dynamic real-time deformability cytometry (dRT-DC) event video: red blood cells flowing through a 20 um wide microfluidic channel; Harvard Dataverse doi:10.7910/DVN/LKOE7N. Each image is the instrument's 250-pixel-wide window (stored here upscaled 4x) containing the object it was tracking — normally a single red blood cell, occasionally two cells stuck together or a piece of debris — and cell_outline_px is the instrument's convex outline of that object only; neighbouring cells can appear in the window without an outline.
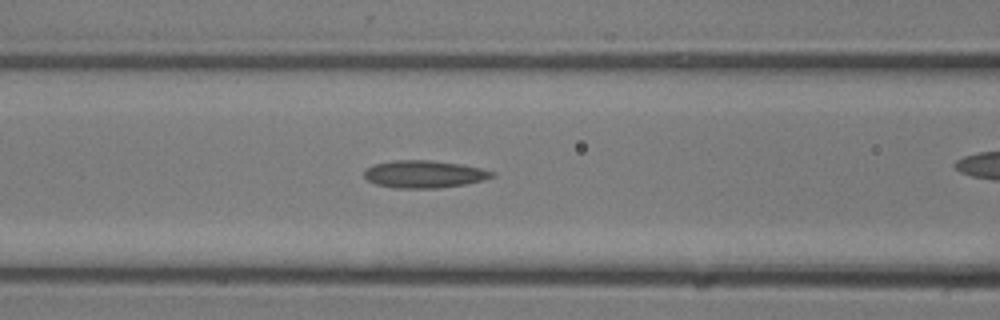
{"species": "common noctule bat (a hibernating species)", "species_latin": "Nyctalus noctula", "temperature_condition": "room temperature", "stored_images_in_passage": 16, "camera_frame_rate_fps": 3000, "um_per_image_px": 0.085, "animal": {"sex": "male", "body_mass_g": 13.3}, "frame": {"image": 1, "passage_image": 10, "time_ms": 3.0, "image_size_px": [1000, 320], "cell_outline_px": [[496, 176], [484, 180], [464, 184], [436, 188], [392, 188], [376, 184], [368, 180], [364, 176], [364, 172], [372, 164], [392, 160], [428, 160], [460, 164], [480, 168], [496, 172]], "centroid_in_image_um": [36.05, 14.8], "position_along_channel_um": 130.5, "area_um2": 20.46}}
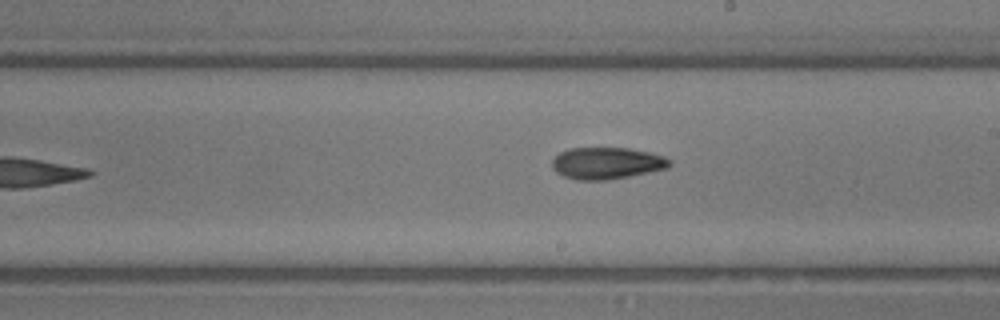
{"frame": {"image": 2, "passage_image": 16, "time_ms": 5.0, "image_size_px": [1000, 320], "cell_outline_px": [[672, 164], [668, 168], [628, 176], [604, 180], [576, 180], [564, 176], [556, 172], [552, 168], [552, 160], [560, 152], [568, 148], [628, 148], [648, 152], [664, 156]], "centroid_in_image_um": [51.54, 13.87], "position_along_channel_um": 237.5, "area_um2": 21.62}}